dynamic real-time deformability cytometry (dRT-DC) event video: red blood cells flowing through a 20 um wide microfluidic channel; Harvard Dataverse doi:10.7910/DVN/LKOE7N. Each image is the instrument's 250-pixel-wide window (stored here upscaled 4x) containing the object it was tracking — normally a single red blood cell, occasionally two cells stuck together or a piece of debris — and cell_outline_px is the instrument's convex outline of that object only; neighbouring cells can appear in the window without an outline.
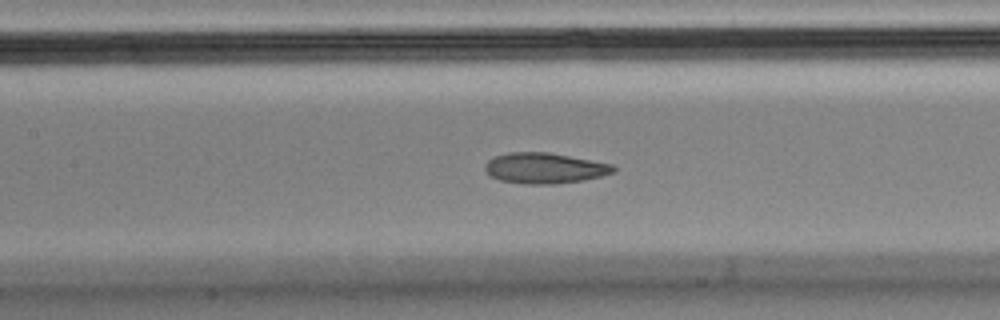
{"species": "Egyptian fruit bat (a non-hibernating species)", "species_latin": "Rousettus aegyptiacus", "temperature_condition": "cold", "stored_images_in_passage": 45, "camera_frame_rate_fps": 3000, "um_per_image_px": 0.085, "animal": {"sex": "male"}, "frame": {"image": 1, "passage_image": 13, "time_ms": 4.0, "image_size_px": [1000, 320], "cell_outline_px": [[616, 172], [584, 180], [556, 184], [524, 184], [500, 180], [492, 176], [484, 168], [484, 164], [488, 160], [496, 156], [508, 152], [548, 152], [612, 164], [616, 168]], "centroid_in_image_um": [46.3, 14.29], "position_along_channel_um": 161.1, "area_um2": 22.89}}
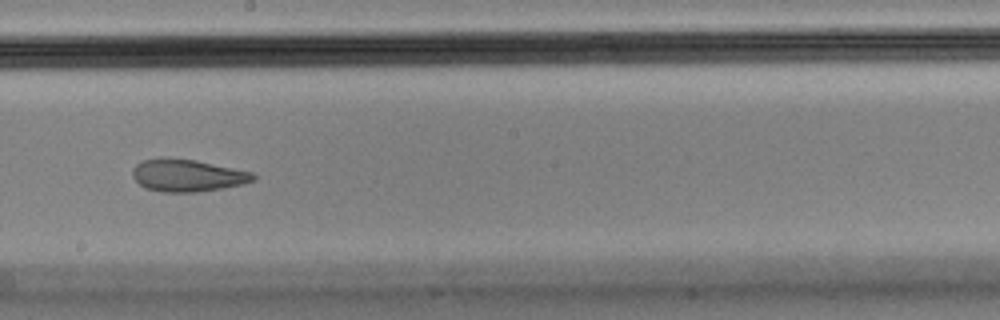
{"frame": {"image": 2, "passage_image": 19, "time_ms": 6.0, "image_size_px": [1000, 320], "cell_outline_px": [[256, 180], [240, 184], [220, 188], [196, 192], [160, 192], [148, 188], [140, 184], [132, 176], [132, 168], [136, 164], [144, 160], [168, 156], [196, 160], [252, 172], [256, 176]], "centroid_in_image_um": [15.9, 14.89], "position_along_channel_um": 232.3, "area_um2": 22.72}}
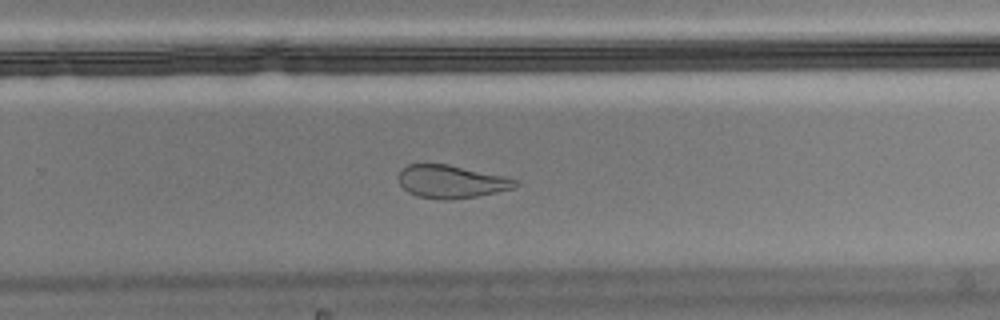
{"frame": {"image": 3, "passage_image": 24, "time_ms": 7.667, "image_size_px": [1000, 320], "cell_outline_px": [[520, 184], [512, 188], [496, 192], [476, 196], [448, 200], [440, 200], [416, 196], [408, 192], [400, 184], [400, 168], [408, 164], [448, 164], [508, 176], [516, 180]], "centroid_in_image_um": [38.37, 15.43], "position_along_channel_um": 291.4, "area_um2": 22.54}, "authors_computed_cell_mechanics": {"area_um2": 24.276, "velocity_mm_per_s": 3.5653, "shape_relaxation_time_tau1_ms": null, "shape_relaxation_time_tau2_ms": 1.8405, "deformation_change_tau1": null, "deformation_change_tau2": 0.066}}